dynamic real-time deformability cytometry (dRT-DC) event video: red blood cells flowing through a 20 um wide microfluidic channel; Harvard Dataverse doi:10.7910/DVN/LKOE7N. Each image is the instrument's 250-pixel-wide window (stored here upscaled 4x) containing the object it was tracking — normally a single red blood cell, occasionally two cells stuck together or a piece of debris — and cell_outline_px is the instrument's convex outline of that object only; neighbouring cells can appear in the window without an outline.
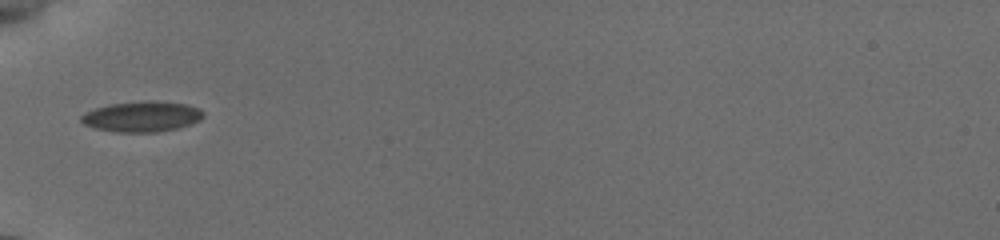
{"species": "common noctule bat (a hibernating species)", "species_latin": "Nyctalus noctula", "temperature_condition": "cold", "stored_images_in_passage": 4, "camera_frame_rate_fps": 3000, "um_per_image_px": 0.085, "animal": {"sex": "female", "body_mass_g": 19.5, "forearm_length_mm": 54.1}, "frame": {"image": 1, "passage_image": 1, "time_ms": 0.0, "image_size_px": [1000, 240], "cell_outline_px": [[204, 116], [200, 120], [192, 124], [180, 128], [156, 132], [116, 132], [96, 128], [84, 124], [80, 120], [80, 116], [96, 108], [112, 104], [144, 100], [156, 100], [184, 104], [200, 108], [204, 112]], "centroid_in_image_um": [12.12, 9.9], "position_along_channel_um": 72.9, "area_um2": 21.79}}